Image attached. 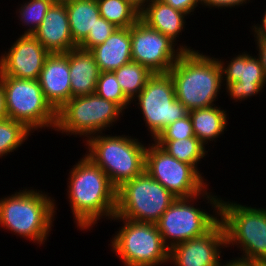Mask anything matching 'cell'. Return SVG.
I'll return each mask as SVG.
<instances>
[{
	"label": "cell",
	"mask_w": 266,
	"mask_h": 266,
	"mask_svg": "<svg viewBox=\"0 0 266 266\" xmlns=\"http://www.w3.org/2000/svg\"><path fill=\"white\" fill-rule=\"evenodd\" d=\"M4 85L8 118L30 131L55 129L57 111L46 100L38 80L0 76Z\"/></svg>",
	"instance_id": "cell-10"
},
{
	"label": "cell",
	"mask_w": 266,
	"mask_h": 266,
	"mask_svg": "<svg viewBox=\"0 0 266 266\" xmlns=\"http://www.w3.org/2000/svg\"><path fill=\"white\" fill-rule=\"evenodd\" d=\"M124 95L132 102L153 74L146 66L131 61L113 71Z\"/></svg>",
	"instance_id": "cell-25"
},
{
	"label": "cell",
	"mask_w": 266,
	"mask_h": 266,
	"mask_svg": "<svg viewBox=\"0 0 266 266\" xmlns=\"http://www.w3.org/2000/svg\"><path fill=\"white\" fill-rule=\"evenodd\" d=\"M48 194L27 188L0 198V227L40 246L45 244L57 210L55 199Z\"/></svg>",
	"instance_id": "cell-3"
},
{
	"label": "cell",
	"mask_w": 266,
	"mask_h": 266,
	"mask_svg": "<svg viewBox=\"0 0 266 266\" xmlns=\"http://www.w3.org/2000/svg\"><path fill=\"white\" fill-rule=\"evenodd\" d=\"M130 36L132 61L152 73H168L184 51H195L188 45L175 43L141 19L130 26Z\"/></svg>",
	"instance_id": "cell-13"
},
{
	"label": "cell",
	"mask_w": 266,
	"mask_h": 266,
	"mask_svg": "<svg viewBox=\"0 0 266 266\" xmlns=\"http://www.w3.org/2000/svg\"><path fill=\"white\" fill-rule=\"evenodd\" d=\"M254 42L256 46V50L258 51V58L260 60V64L263 67V72L266 77V38H254Z\"/></svg>",
	"instance_id": "cell-34"
},
{
	"label": "cell",
	"mask_w": 266,
	"mask_h": 266,
	"mask_svg": "<svg viewBox=\"0 0 266 266\" xmlns=\"http://www.w3.org/2000/svg\"><path fill=\"white\" fill-rule=\"evenodd\" d=\"M6 118H8V113L6 109L4 85L0 77V120L6 119Z\"/></svg>",
	"instance_id": "cell-36"
},
{
	"label": "cell",
	"mask_w": 266,
	"mask_h": 266,
	"mask_svg": "<svg viewBox=\"0 0 266 266\" xmlns=\"http://www.w3.org/2000/svg\"><path fill=\"white\" fill-rule=\"evenodd\" d=\"M100 16L117 28H129L139 19L140 13L125 0H96Z\"/></svg>",
	"instance_id": "cell-26"
},
{
	"label": "cell",
	"mask_w": 266,
	"mask_h": 266,
	"mask_svg": "<svg viewBox=\"0 0 266 266\" xmlns=\"http://www.w3.org/2000/svg\"><path fill=\"white\" fill-rule=\"evenodd\" d=\"M234 56L231 61L226 62L217 58L221 65L226 94L235 102L260 95L266 86V77L259 58L247 51Z\"/></svg>",
	"instance_id": "cell-14"
},
{
	"label": "cell",
	"mask_w": 266,
	"mask_h": 266,
	"mask_svg": "<svg viewBox=\"0 0 266 266\" xmlns=\"http://www.w3.org/2000/svg\"><path fill=\"white\" fill-rule=\"evenodd\" d=\"M116 28L117 27L112 23L100 16L97 18V22L93 29H90L87 37L78 45V47L90 51L92 48L103 44Z\"/></svg>",
	"instance_id": "cell-30"
},
{
	"label": "cell",
	"mask_w": 266,
	"mask_h": 266,
	"mask_svg": "<svg viewBox=\"0 0 266 266\" xmlns=\"http://www.w3.org/2000/svg\"><path fill=\"white\" fill-rule=\"evenodd\" d=\"M145 171L176 198L196 196L208 187L207 179L192 165L177 160L155 142L146 148Z\"/></svg>",
	"instance_id": "cell-12"
},
{
	"label": "cell",
	"mask_w": 266,
	"mask_h": 266,
	"mask_svg": "<svg viewBox=\"0 0 266 266\" xmlns=\"http://www.w3.org/2000/svg\"><path fill=\"white\" fill-rule=\"evenodd\" d=\"M69 74V51L46 57L38 82L46 100L56 111L72 98Z\"/></svg>",
	"instance_id": "cell-17"
},
{
	"label": "cell",
	"mask_w": 266,
	"mask_h": 266,
	"mask_svg": "<svg viewBox=\"0 0 266 266\" xmlns=\"http://www.w3.org/2000/svg\"><path fill=\"white\" fill-rule=\"evenodd\" d=\"M133 101H138L136 104L143 114L145 126L153 139L151 141L172 122L189 114V110L176 99L169 72L153 73Z\"/></svg>",
	"instance_id": "cell-11"
},
{
	"label": "cell",
	"mask_w": 266,
	"mask_h": 266,
	"mask_svg": "<svg viewBox=\"0 0 266 266\" xmlns=\"http://www.w3.org/2000/svg\"><path fill=\"white\" fill-rule=\"evenodd\" d=\"M225 264H223V262L220 264V266H259L258 262H252V261H245V260H241L236 258H232L231 260L229 259V261L224 262Z\"/></svg>",
	"instance_id": "cell-37"
},
{
	"label": "cell",
	"mask_w": 266,
	"mask_h": 266,
	"mask_svg": "<svg viewBox=\"0 0 266 266\" xmlns=\"http://www.w3.org/2000/svg\"><path fill=\"white\" fill-rule=\"evenodd\" d=\"M263 18L261 19V24L253 25L251 27L252 34L255 38H266V11L263 13Z\"/></svg>",
	"instance_id": "cell-35"
},
{
	"label": "cell",
	"mask_w": 266,
	"mask_h": 266,
	"mask_svg": "<svg viewBox=\"0 0 266 266\" xmlns=\"http://www.w3.org/2000/svg\"><path fill=\"white\" fill-rule=\"evenodd\" d=\"M9 51L1 53L0 76L38 80L50 54L33 35H20Z\"/></svg>",
	"instance_id": "cell-16"
},
{
	"label": "cell",
	"mask_w": 266,
	"mask_h": 266,
	"mask_svg": "<svg viewBox=\"0 0 266 266\" xmlns=\"http://www.w3.org/2000/svg\"><path fill=\"white\" fill-rule=\"evenodd\" d=\"M177 198L145 170L117 189L115 217L156 224Z\"/></svg>",
	"instance_id": "cell-9"
},
{
	"label": "cell",
	"mask_w": 266,
	"mask_h": 266,
	"mask_svg": "<svg viewBox=\"0 0 266 266\" xmlns=\"http://www.w3.org/2000/svg\"><path fill=\"white\" fill-rule=\"evenodd\" d=\"M208 187L200 194L189 198H177L162 214L156 226L160 232L165 246L170 250L172 247L197 238L208 233L220 221L221 197L213 195ZM206 199L213 213L197 207L199 199Z\"/></svg>",
	"instance_id": "cell-5"
},
{
	"label": "cell",
	"mask_w": 266,
	"mask_h": 266,
	"mask_svg": "<svg viewBox=\"0 0 266 266\" xmlns=\"http://www.w3.org/2000/svg\"><path fill=\"white\" fill-rule=\"evenodd\" d=\"M95 94L106 100L118 104L124 111L131 105V101L124 95L113 72H100L96 84Z\"/></svg>",
	"instance_id": "cell-29"
},
{
	"label": "cell",
	"mask_w": 266,
	"mask_h": 266,
	"mask_svg": "<svg viewBox=\"0 0 266 266\" xmlns=\"http://www.w3.org/2000/svg\"><path fill=\"white\" fill-rule=\"evenodd\" d=\"M162 2L172 6L174 9L192 15L195 8L200 4L201 0H161Z\"/></svg>",
	"instance_id": "cell-32"
},
{
	"label": "cell",
	"mask_w": 266,
	"mask_h": 266,
	"mask_svg": "<svg viewBox=\"0 0 266 266\" xmlns=\"http://www.w3.org/2000/svg\"><path fill=\"white\" fill-rule=\"evenodd\" d=\"M72 98L95 94L100 70L93 54L79 47L69 51Z\"/></svg>",
	"instance_id": "cell-20"
},
{
	"label": "cell",
	"mask_w": 266,
	"mask_h": 266,
	"mask_svg": "<svg viewBox=\"0 0 266 266\" xmlns=\"http://www.w3.org/2000/svg\"><path fill=\"white\" fill-rule=\"evenodd\" d=\"M73 41L79 45L100 17L96 0H75L65 4Z\"/></svg>",
	"instance_id": "cell-23"
},
{
	"label": "cell",
	"mask_w": 266,
	"mask_h": 266,
	"mask_svg": "<svg viewBox=\"0 0 266 266\" xmlns=\"http://www.w3.org/2000/svg\"><path fill=\"white\" fill-rule=\"evenodd\" d=\"M250 0H201V6L207 7V8H220V9H225L230 7V8H235L239 6H243L244 4L250 3Z\"/></svg>",
	"instance_id": "cell-33"
},
{
	"label": "cell",
	"mask_w": 266,
	"mask_h": 266,
	"mask_svg": "<svg viewBox=\"0 0 266 266\" xmlns=\"http://www.w3.org/2000/svg\"><path fill=\"white\" fill-rule=\"evenodd\" d=\"M259 266H266V263H259Z\"/></svg>",
	"instance_id": "cell-40"
},
{
	"label": "cell",
	"mask_w": 266,
	"mask_h": 266,
	"mask_svg": "<svg viewBox=\"0 0 266 266\" xmlns=\"http://www.w3.org/2000/svg\"><path fill=\"white\" fill-rule=\"evenodd\" d=\"M30 133L33 132L21 122L11 118L0 120V158L17 151L33 135Z\"/></svg>",
	"instance_id": "cell-27"
},
{
	"label": "cell",
	"mask_w": 266,
	"mask_h": 266,
	"mask_svg": "<svg viewBox=\"0 0 266 266\" xmlns=\"http://www.w3.org/2000/svg\"><path fill=\"white\" fill-rule=\"evenodd\" d=\"M100 72H113L132 61L131 36L129 28H116L100 44L90 50Z\"/></svg>",
	"instance_id": "cell-19"
},
{
	"label": "cell",
	"mask_w": 266,
	"mask_h": 266,
	"mask_svg": "<svg viewBox=\"0 0 266 266\" xmlns=\"http://www.w3.org/2000/svg\"><path fill=\"white\" fill-rule=\"evenodd\" d=\"M153 142L169 155L192 165L201 175L203 174L198 170V164L210 151L206 150V146L196 136L182 140H154Z\"/></svg>",
	"instance_id": "cell-24"
},
{
	"label": "cell",
	"mask_w": 266,
	"mask_h": 266,
	"mask_svg": "<svg viewBox=\"0 0 266 266\" xmlns=\"http://www.w3.org/2000/svg\"><path fill=\"white\" fill-rule=\"evenodd\" d=\"M132 7H134L139 13H141L151 0H125Z\"/></svg>",
	"instance_id": "cell-38"
},
{
	"label": "cell",
	"mask_w": 266,
	"mask_h": 266,
	"mask_svg": "<svg viewBox=\"0 0 266 266\" xmlns=\"http://www.w3.org/2000/svg\"><path fill=\"white\" fill-rule=\"evenodd\" d=\"M220 221L226 233V247L237 245L242 253L238 259L266 263V208L221 198Z\"/></svg>",
	"instance_id": "cell-6"
},
{
	"label": "cell",
	"mask_w": 266,
	"mask_h": 266,
	"mask_svg": "<svg viewBox=\"0 0 266 266\" xmlns=\"http://www.w3.org/2000/svg\"><path fill=\"white\" fill-rule=\"evenodd\" d=\"M194 136L192 121L188 114L164 128L155 140H182Z\"/></svg>",
	"instance_id": "cell-31"
},
{
	"label": "cell",
	"mask_w": 266,
	"mask_h": 266,
	"mask_svg": "<svg viewBox=\"0 0 266 266\" xmlns=\"http://www.w3.org/2000/svg\"><path fill=\"white\" fill-rule=\"evenodd\" d=\"M33 36L50 53H67L78 45L73 41L65 4L53 3Z\"/></svg>",
	"instance_id": "cell-18"
},
{
	"label": "cell",
	"mask_w": 266,
	"mask_h": 266,
	"mask_svg": "<svg viewBox=\"0 0 266 266\" xmlns=\"http://www.w3.org/2000/svg\"><path fill=\"white\" fill-rule=\"evenodd\" d=\"M69 174L66 194L77 227L91 230L100 219L111 220L116 212L117 189L104 171L83 155Z\"/></svg>",
	"instance_id": "cell-1"
},
{
	"label": "cell",
	"mask_w": 266,
	"mask_h": 266,
	"mask_svg": "<svg viewBox=\"0 0 266 266\" xmlns=\"http://www.w3.org/2000/svg\"><path fill=\"white\" fill-rule=\"evenodd\" d=\"M187 16L189 15L174 9L161 0H151L140 13V19L143 22L175 43L177 38L182 35V31L185 30Z\"/></svg>",
	"instance_id": "cell-21"
},
{
	"label": "cell",
	"mask_w": 266,
	"mask_h": 266,
	"mask_svg": "<svg viewBox=\"0 0 266 266\" xmlns=\"http://www.w3.org/2000/svg\"><path fill=\"white\" fill-rule=\"evenodd\" d=\"M122 222L112 235L111 252L124 266H159L169 263V249L165 246L156 224L135 222L121 217L110 221ZM118 220V221H117Z\"/></svg>",
	"instance_id": "cell-8"
},
{
	"label": "cell",
	"mask_w": 266,
	"mask_h": 266,
	"mask_svg": "<svg viewBox=\"0 0 266 266\" xmlns=\"http://www.w3.org/2000/svg\"><path fill=\"white\" fill-rule=\"evenodd\" d=\"M169 73L176 99L189 111L216 105L224 85L221 65L215 56L199 50L184 51Z\"/></svg>",
	"instance_id": "cell-2"
},
{
	"label": "cell",
	"mask_w": 266,
	"mask_h": 266,
	"mask_svg": "<svg viewBox=\"0 0 266 266\" xmlns=\"http://www.w3.org/2000/svg\"><path fill=\"white\" fill-rule=\"evenodd\" d=\"M226 112V110L218 108L216 105L189 111L194 135L205 146L210 141L216 142L217 138H220L224 134L223 132L227 131L229 117Z\"/></svg>",
	"instance_id": "cell-22"
},
{
	"label": "cell",
	"mask_w": 266,
	"mask_h": 266,
	"mask_svg": "<svg viewBox=\"0 0 266 266\" xmlns=\"http://www.w3.org/2000/svg\"><path fill=\"white\" fill-rule=\"evenodd\" d=\"M24 2L21 6L18 5L19 8L17 9L18 20L20 19L22 26H26L27 29L22 35H33L54 0H27Z\"/></svg>",
	"instance_id": "cell-28"
},
{
	"label": "cell",
	"mask_w": 266,
	"mask_h": 266,
	"mask_svg": "<svg viewBox=\"0 0 266 266\" xmlns=\"http://www.w3.org/2000/svg\"><path fill=\"white\" fill-rule=\"evenodd\" d=\"M72 1H75V0H54V3L66 4V3L72 2Z\"/></svg>",
	"instance_id": "cell-39"
},
{
	"label": "cell",
	"mask_w": 266,
	"mask_h": 266,
	"mask_svg": "<svg viewBox=\"0 0 266 266\" xmlns=\"http://www.w3.org/2000/svg\"><path fill=\"white\" fill-rule=\"evenodd\" d=\"M89 157L118 189L145 170L146 144L137 137L99 133L83 140Z\"/></svg>",
	"instance_id": "cell-4"
},
{
	"label": "cell",
	"mask_w": 266,
	"mask_h": 266,
	"mask_svg": "<svg viewBox=\"0 0 266 266\" xmlns=\"http://www.w3.org/2000/svg\"><path fill=\"white\" fill-rule=\"evenodd\" d=\"M124 113L118 104L96 94L77 96L71 98L57 111L54 130L67 136L87 137L84 139L86 140L109 130Z\"/></svg>",
	"instance_id": "cell-7"
},
{
	"label": "cell",
	"mask_w": 266,
	"mask_h": 266,
	"mask_svg": "<svg viewBox=\"0 0 266 266\" xmlns=\"http://www.w3.org/2000/svg\"><path fill=\"white\" fill-rule=\"evenodd\" d=\"M226 233L219 221L208 233L184 241L169 250V264L174 266H220Z\"/></svg>",
	"instance_id": "cell-15"
}]
</instances>
